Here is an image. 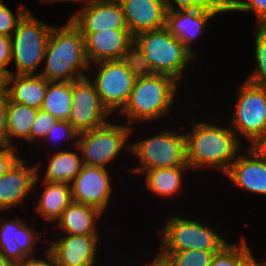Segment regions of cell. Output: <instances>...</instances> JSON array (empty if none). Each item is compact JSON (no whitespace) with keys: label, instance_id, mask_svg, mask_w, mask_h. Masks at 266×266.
Returning a JSON list of instances; mask_svg holds the SVG:
<instances>
[{"label":"cell","instance_id":"obj_21","mask_svg":"<svg viewBox=\"0 0 266 266\" xmlns=\"http://www.w3.org/2000/svg\"><path fill=\"white\" fill-rule=\"evenodd\" d=\"M48 82L49 80L37 73L10 74L4 77V90L9 101L40 109Z\"/></svg>","mask_w":266,"mask_h":266},{"label":"cell","instance_id":"obj_22","mask_svg":"<svg viewBox=\"0 0 266 266\" xmlns=\"http://www.w3.org/2000/svg\"><path fill=\"white\" fill-rule=\"evenodd\" d=\"M102 213L96 207L72 201L57 222L66 234L98 235L96 220Z\"/></svg>","mask_w":266,"mask_h":266},{"label":"cell","instance_id":"obj_35","mask_svg":"<svg viewBox=\"0 0 266 266\" xmlns=\"http://www.w3.org/2000/svg\"><path fill=\"white\" fill-rule=\"evenodd\" d=\"M79 132L68 122V121H61L58 120L55 125L47 132V135L44 138V142L46 141H53L60 140L63 137L67 140L73 139L75 147L77 146ZM69 138V139H68ZM55 141V142H56ZM51 142V143H53Z\"/></svg>","mask_w":266,"mask_h":266},{"label":"cell","instance_id":"obj_27","mask_svg":"<svg viewBox=\"0 0 266 266\" xmlns=\"http://www.w3.org/2000/svg\"><path fill=\"white\" fill-rule=\"evenodd\" d=\"M190 167L154 168L144 171L146 174V185L150 191L160 197L173 196L182 187V173Z\"/></svg>","mask_w":266,"mask_h":266},{"label":"cell","instance_id":"obj_25","mask_svg":"<svg viewBox=\"0 0 266 266\" xmlns=\"http://www.w3.org/2000/svg\"><path fill=\"white\" fill-rule=\"evenodd\" d=\"M79 155L67 149L54 153L46 167L43 181L70 185L83 166L82 157Z\"/></svg>","mask_w":266,"mask_h":266},{"label":"cell","instance_id":"obj_37","mask_svg":"<svg viewBox=\"0 0 266 266\" xmlns=\"http://www.w3.org/2000/svg\"><path fill=\"white\" fill-rule=\"evenodd\" d=\"M12 62V39L11 36L0 35V74L4 77L10 75L5 68Z\"/></svg>","mask_w":266,"mask_h":266},{"label":"cell","instance_id":"obj_2","mask_svg":"<svg viewBox=\"0 0 266 266\" xmlns=\"http://www.w3.org/2000/svg\"><path fill=\"white\" fill-rule=\"evenodd\" d=\"M43 60H46L44 70L38 74L49 81H77L87 77L84 71L89 70V63L84 37L70 19L61 28L52 27Z\"/></svg>","mask_w":266,"mask_h":266},{"label":"cell","instance_id":"obj_46","mask_svg":"<svg viewBox=\"0 0 266 266\" xmlns=\"http://www.w3.org/2000/svg\"><path fill=\"white\" fill-rule=\"evenodd\" d=\"M4 90V76L0 74V93Z\"/></svg>","mask_w":266,"mask_h":266},{"label":"cell","instance_id":"obj_23","mask_svg":"<svg viewBox=\"0 0 266 266\" xmlns=\"http://www.w3.org/2000/svg\"><path fill=\"white\" fill-rule=\"evenodd\" d=\"M42 185L45 186V189L36 205V212L40 213L47 221L55 222L73 201L71 186L66 183L48 181H43Z\"/></svg>","mask_w":266,"mask_h":266},{"label":"cell","instance_id":"obj_17","mask_svg":"<svg viewBox=\"0 0 266 266\" xmlns=\"http://www.w3.org/2000/svg\"><path fill=\"white\" fill-rule=\"evenodd\" d=\"M64 235L48 248L57 266H94L100 235Z\"/></svg>","mask_w":266,"mask_h":266},{"label":"cell","instance_id":"obj_20","mask_svg":"<svg viewBox=\"0 0 266 266\" xmlns=\"http://www.w3.org/2000/svg\"><path fill=\"white\" fill-rule=\"evenodd\" d=\"M128 30L133 36L166 26V8L163 0H118Z\"/></svg>","mask_w":266,"mask_h":266},{"label":"cell","instance_id":"obj_28","mask_svg":"<svg viewBox=\"0 0 266 266\" xmlns=\"http://www.w3.org/2000/svg\"><path fill=\"white\" fill-rule=\"evenodd\" d=\"M218 251L184 250L176 252H159L157 259L167 266H210L214 254Z\"/></svg>","mask_w":266,"mask_h":266},{"label":"cell","instance_id":"obj_24","mask_svg":"<svg viewBox=\"0 0 266 266\" xmlns=\"http://www.w3.org/2000/svg\"><path fill=\"white\" fill-rule=\"evenodd\" d=\"M72 108V81H49L41 110L68 121Z\"/></svg>","mask_w":266,"mask_h":266},{"label":"cell","instance_id":"obj_31","mask_svg":"<svg viewBox=\"0 0 266 266\" xmlns=\"http://www.w3.org/2000/svg\"><path fill=\"white\" fill-rule=\"evenodd\" d=\"M255 32V61L257 66L246 80L253 84L266 85V26L257 25Z\"/></svg>","mask_w":266,"mask_h":266},{"label":"cell","instance_id":"obj_9","mask_svg":"<svg viewBox=\"0 0 266 266\" xmlns=\"http://www.w3.org/2000/svg\"><path fill=\"white\" fill-rule=\"evenodd\" d=\"M238 97L230 128L243 135L253 146L266 134V85L244 81L238 87Z\"/></svg>","mask_w":266,"mask_h":266},{"label":"cell","instance_id":"obj_4","mask_svg":"<svg viewBox=\"0 0 266 266\" xmlns=\"http://www.w3.org/2000/svg\"><path fill=\"white\" fill-rule=\"evenodd\" d=\"M134 42L150 59L155 74H164L180 82L182 72L194 58L183 43L164 27L134 36Z\"/></svg>","mask_w":266,"mask_h":266},{"label":"cell","instance_id":"obj_13","mask_svg":"<svg viewBox=\"0 0 266 266\" xmlns=\"http://www.w3.org/2000/svg\"><path fill=\"white\" fill-rule=\"evenodd\" d=\"M110 182L108 169L83 165L70 184L72 200L104 212L113 190Z\"/></svg>","mask_w":266,"mask_h":266},{"label":"cell","instance_id":"obj_30","mask_svg":"<svg viewBox=\"0 0 266 266\" xmlns=\"http://www.w3.org/2000/svg\"><path fill=\"white\" fill-rule=\"evenodd\" d=\"M121 61L136 79L155 74L150 59L134 41L123 53Z\"/></svg>","mask_w":266,"mask_h":266},{"label":"cell","instance_id":"obj_39","mask_svg":"<svg viewBox=\"0 0 266 266\" xmlns=\"http://www.w3.org/2000/svg\"><path fill=\"white\" fill-rule=\"evenodd\" d=\"M7 94L5 90L0 93V145H7L6 111Z\"/></svg>","mask_w":266,"mask_h":266},{"label":"cell","instance_id":"obj_41","mask_svg":"<svg viewBox=\"0 0 266 266\" xmlns=\"http://www.w3.org/2000/svg\"><path fill=\"white\" fill-rule=\"evenodd\" d=\"M262 157L266 159V134L252 146Z\"/></svg>","mask_w":266,"mask_h":266},{"label":"cell","instance_id":"obj_44","mask_svg":"<svg viewBox=\"0 0 266 266\" xmlns=\"http://www.w3.org/2000/svg\"><path fill=\"white\" fill-rule=\"evenodd\" d=\"M246 266H264V264L257 262V259L254 257Z\"/></svg>","mask_w":266,"mask_h":266},{"label":"cell","instance_id":"obj_15","mask_svg":"<svg viewBox=\"0 0 266 266\" xmlns=\"http://www.w3.org/2000/svg\"><path fill=\"white\" fill-rule=\"evenodd\" d=\"M81 34L84 37L85 55L90 70L91 65L96 62L121 60L123 53L134 41V36L128 29H108Z\"/></svg>","mask_w":266,"mask_h":266},{"label":"cell","instance_id":"obj_11","mask_svg":"<svg viewBox=\"0 0 266 266\" xmlns=\"http://www.w3.org/2000/svg\"><path fill=\"white\" fill-rule=\"evenodd\" d=\"M108 115L111 113L102 104L88 77L72 81V108L68 122L79 133L104 125Z\"/></svg>","mask_w":266,"mask_h":266},{"label":"cell","instance_id":"obj_19","mask_svg":"<svg viewBox=\"0 0 266 266\" xmlns=\"http://www.w3.org/2000/svg\"><path fill=\"white\" fill-rule=\"evenodd\" d=\"M250 147V148H249ZM238 156L225 173L240 188L252 194L266 195V159L251 145Z\"/></svg>","mask_w":266,"mask_h":266},{"label":"cell","instance_id":"obj_12","mask_svg":"<svg viewBox=\"0 0 266 266\" xmlns=\"http://www.w3.org/2000/svg\"><path fill=\"white\" fill-rule=\"evenodd\" d=\"M226 13V4L217 0L206 8L186 9L166 12V28L178 38L184 48L193 56L196 53L191 46L192 41L201 36L211 18L218 13Z\"/></svg>","mask_w":266,"mask_h":266},{"label":"cell","instance_id":"obj_40","mask_svg":"<svg viewBox=\"0 0 266 266\" xmlns=\"http://www.w3.org/2000/svg\"><path fill=\"white\" fill-rule=\"evenodd\" d=\"M45 256L44 259L37 258L35 255L27 256L21 262L17 263L16 266H57L53 254L49 249H47Z\"/></svg>","mask_w":266,"mask_h":266},{"label":"cell","instance_id":"obj_34","mask_svg":"<svg viewBox=\"0 0 266 266\" xmlns=\"http://www.w3.org/2000/svg\"><path fill=\"white\" fill-rule=\"evenodd\" d=\"M58 119L44 110L38 109L36 118L32 123V127L29 135V143L32 144L35 139H43L47 135V132L55 125Z\"/></svg>","mask_w":266,"mask_h":266},{"label":"cell","instance_id":"obj_7","mask_svg":"<svg viewBox=\"0 0 266 266\" xmlns=\"http://www.w3.org/2000/svg\"><path fill=\"white\" fill-rule=\"evenodd\" d=\"M133 152L141 162L134 173H142L154 168L189 167L186 158L185 134L162 131L146 140L131 143Z\"/></svg>","mask_w":266,"mask_h":266},{"label":"cell","instance_id":"obj_32","mask_svg":"<svg viewBox=\"0 0 266 266\" xmlns=\"http://www.w3.org/2000/svg\"><path fill=\"white\" fill-rule=\"evenodd\" d=\"M253 11L257 17L258 26H266V0H229L226 4V12Z\"/></svg>","mask_w":266,"mask_h":266},{"label":"cell","instance_id":"obj_26","mask_svg":"<svg viewBox=\"0 0 266 266\" xmlns=\"http://www.w3.org/2000/svg\"><path fill=\"white\" fill-rule=\"evenodd\" d=\"M38 109L9 101L7 99L6 128L7 145L13 146L11 138L18 137L29 142L32 123Z\"/></svg>","mask_w":266,"mask_h":266},{"label":"cell","instance_id":"obj_47","mask_svg":"<svg viewBox=\"0 0 266 266\" xmlns=\"http://www.w3.org/2000/svg\"><path fill=\"white\" fill-rule=\"evenodd\" d=\"M220 1L224 2L225 4L229 2V0H220Z\"/></svg>","mask_w":266,"mask_h":266},{"label":"cell","instance_id":"obj_33","mask_svg":"<svg viewBox=\"0 0 266 266\" xmlns=\"http://www.w3.org/2000/svg\"><path fill=\"white\" fill-rule=\"evenodd\" d=\"M28 12L24 5H21L18 9V14L14 13L0 0V35L12 36L15 31L18 22Z\"/></svg>","mask_w":266,"mask_h":266},{"label":"cell","instance_id":"obj_36","mask_svg":"<svg viewBox=\"0 0 266 266\" xmlns=\"http://www.w3.org/2000/svg\"><path fill=\"white\" fill-rule=\"evenodd\" d=\"M217 0H163L166 11L206 8L213 5ZM173 2L177 6L173 5Z\"/></svg>","mask_w":266,"mask_h":266},{"label":"cell","instance_id":"obj_29","mask_svg":"<svg viewBox=\"0 0 266 266\" xmlns=\"http://www.w3.org/2000/svg\"><path fill=\"white\" fill-rule=\"evenodd\" d=\"M253 258L246 239L243 238L239 245H224L214 254L210 266H246Z\"/></svg>","mask_w":266,"mask_h":266},{"label":"cell","instance_id":"obj_18","mask_svg":"<svg viewBox=\"0 0 266 266\" xmlns=\"http://www.w3.org/2000/svg\"><path fill=\"white\" fill-rule=\"evenodd\" d=\"M37 230L24 220H6L0 225V254L15 265L27 256H34L33 249L39 241Z\"/></svg>","mask_w":266,"mask_h":266},{"label":"cell","instance_id":"obj_16","mask_svg":"<svg viewBox=\"0 0 266 266\" xmlns=\"http://www.w3.org/2000/svg\"><path fill=\"white\" fill-rule=\"evenodd\" d=\"M39 166V163L30 167L25 166V161L20 159L0 177V211L24 202L38 182Z\"/></svg>","mask_w":266,"mask_h":266},{"label":"cell","instance_id":"obj_42","mask_svg":"<svg viewBox=\"0 0 266 266\" xmlns=\"http://www.w3.org/2000/svg\"><path fill=\"white\" fill-rule=\"evenodd\" d=\"M0 266H16L12 261L6 259L0 254Z\"/></svg>","mask_w":266,"mask_h":266},{"label":"cell","instance_id":"obj_1","mask_svg":"<svg viewBox=\"0 0 266 266\" xmlns=\"http://www.w3.org/2000/svg\"><path fill=\"white\" fill-rule=\"evenodd\" d=\"M192 126V131L185 134L189 167L196 170L207 166L225 174L240 150V136L230 126L222 128L193 119Z\"/></svg>","mask_w":266,"mask_h":266},{"label":"cell","instance_id":"obj_38","mask_svg":"<svg viewBox=\"0 0 266 266\" xmlns=\"http://www.w3.org/2000/svg\"><path fill=\"white\" fill-rule=\"evenodd\" d=\"M15 149L14 145H0V177L21 159L15 154Z\"/></svg>","mask_w":266,"mask_h":266},{"label":"cell","instance_id":"obj_6","mask_svg":"<svg viewBox=\"0 0 266 266\" xmlns=\"http://www.w3.org/2000/svg\"><path fill=\"white\" fill-rule=\"evenodd\" d=\"M131 128L107 121L100 127L79 133L76 148L81 152L83 165L107 169V163L122 149L130 151L131 144H126V141L133 131Z\"/></svg>","mask_w":266,"mask_h":266},{"label":"cell","instance_id":"obj_8","mask_svg":"<svg viewBox=\"0 0 266 266\" xmlns=\"http://www.w3.org/2000/svg\"><path fill=\"white\" fill-rule=\"evenodd\" d=\"M161 252L219 251L227 242L209 226L182 217L167 219L161 231Z\"/></svg>","mask_w":266,"mask_h":266},{"label":"cell","instance_id":"obj_45","mask_svg":"<svg viewBox=\"0 0 266 266\" xmlns=\"http://www.w3.org/2000/svg\"><path fill=\"white\" fill-rule=\"evenodd\" d=\"M43 1H44V2H45V1H46V2H57V1H59V2H60V1H61V2H62V1H66V2H67V1H71V2H72V1H73V2H74V1H76V2H84V1H86V0H43Z\"/></svg>","mask_w":266,"mask_h":266},{"label":"cell","instance_id":"obj_10","mask_svg":"<svg viewBox=\"0 0 266 266\" xmlns=\"http://www.w3.org/2000/svg\"><path fill=\"white\" fill-rule=\"evenodd\" d=\"M98 68L91 81L99 94L102 104L110 112L120 111L127 103L136 78L121 60H105L94 63Z\"/></svg>","mask_w":266,"mask_h":266},{"label":"cell","instance_id":"obj_43","mask_svg":"<svg viewBox=\"0 0 266 266\" xmlns=\"http://www.w3.org/2000/svg\"><path fill=\"white\" fill-rule=\"evenodd\" d=\"M144 266H167L163 261L155 258L152 263L145 264Z\"/></svg>","mask_w":266,"mask_h":266},{"label":"cell","instance_id":"obj_3","mask_svg":"<svg viewBox=\"0 0 266 266\" xmlns=\"http://www.w3.org/2000/svg\"><path fill=\"white\" fill-rule=\"evenodd\" d=\"M178 83L164 74L138 78L127 103L119 112L126 115L129 125L137 121L157 120L167 114L172 106Z\"/></svg>","mask_w":266,"mask_h":266},{"label":"cell","instance_id":"obj_14","mask_svg":"<svg viewBox=\"0 0 266 266\" xmlns=\"http://www.w3.org/2000/svg\"><path fill=\"white\" fill-rule=\"evenodd\" d=\"M79 13L70 17L80 32L128 29L118 0H86Z\"/></svg>","mask_w":266,"mask_h":266},{"label":"cell","instance_id":"obj_5","mask_svg":"<svg viewBox=\"0 0 266 266\" xmlns=\"http://www.w3.org/2000/svg\"><path fill=\"white\" fill-rule=\"evenodd\" d=\"M52 27L34 17L29 11L23 16L11 36L12 61L16 70L10 71V74H35L44 61L46 44Z\"/></svg>","mask_w":266,"mask_h":266}]
</instances>
